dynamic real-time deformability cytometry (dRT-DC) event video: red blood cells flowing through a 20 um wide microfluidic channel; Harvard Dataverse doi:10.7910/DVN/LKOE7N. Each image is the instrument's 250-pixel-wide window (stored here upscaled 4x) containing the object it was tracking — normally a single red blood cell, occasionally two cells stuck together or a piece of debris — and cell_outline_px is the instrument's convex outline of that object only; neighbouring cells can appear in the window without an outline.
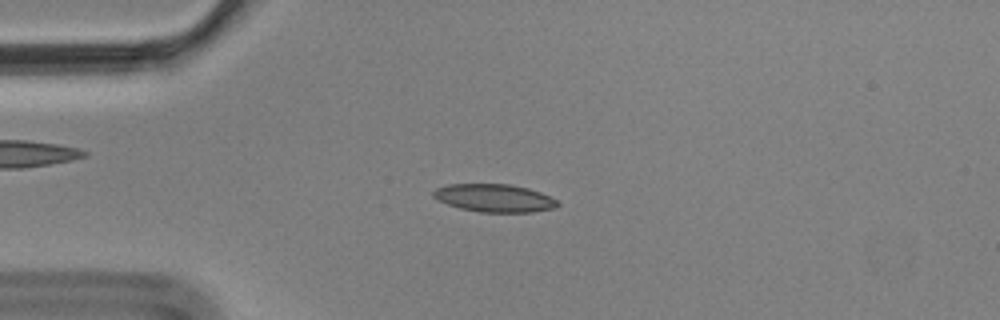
{"species": "Egyptian fruit bat (a non-hibernating species)", "species_latin": "Rousettus aegyptiacus", "temperature_condition": "cold", "stored_images_in_passage": 5, "camera_frame_rate_fps": 3000, "um_per_image_px": 0.085, "animal": {"sex": "male"}, "frame": {"image": 1, "passage_image": 3, "time_ms": 0.667, "image_size_px": [1000, 320], "cell_outline_px": [[560, 204], [556, 208], [532, 212], [480, 212], [460, 208], [448, 204], [432, 196], [432, 192], [436, 188], [448, 184], [508, 184], [528, 188], [540, 192], [556, 200]], "centroid_in_image_um": [42.03, 16.83], "position_along_channel_um": 43.0, "area_um2": 20.11}}